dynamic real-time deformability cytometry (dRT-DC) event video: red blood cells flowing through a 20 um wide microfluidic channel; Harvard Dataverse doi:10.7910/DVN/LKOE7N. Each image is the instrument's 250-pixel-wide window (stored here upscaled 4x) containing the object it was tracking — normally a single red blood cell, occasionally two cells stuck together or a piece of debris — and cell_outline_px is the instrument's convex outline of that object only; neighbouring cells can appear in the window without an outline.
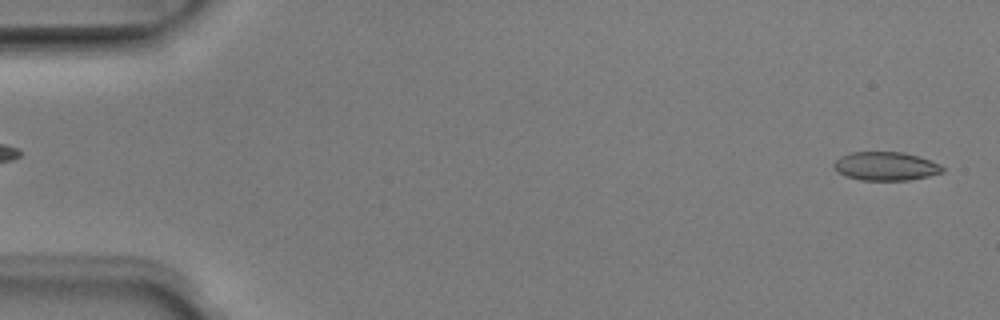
{"species": "Egyptian fruit bat (a non-hibernating species)", "species_latin": "Rousettus aegyptiacus", "temperature_condition": "room temperature", "stored_images_in_passage": 4, "segment_of_instrument_passage": [2, 2], "camera_frame_rate_fps": 3000, "um_per_image_px": 0.085, "animal": {"sex": "male"}, "frame": {"image": 1, "passage_image": 4, "time_ms": 1.0, "image_size_px": [1000, 320], "cell_outline_px": [[944, 172], [928, 176], [908, 180], [860, 180], [844, 176], [832, 164], [840, 156], [852, 152], [904, 152], [920, 156], [932, 160], [940, 164], [944, 168]], "centroid_in_image_um": [75.32, 14.12], "position_along_channel_um": 9.7, "area_um2": 18.21}}